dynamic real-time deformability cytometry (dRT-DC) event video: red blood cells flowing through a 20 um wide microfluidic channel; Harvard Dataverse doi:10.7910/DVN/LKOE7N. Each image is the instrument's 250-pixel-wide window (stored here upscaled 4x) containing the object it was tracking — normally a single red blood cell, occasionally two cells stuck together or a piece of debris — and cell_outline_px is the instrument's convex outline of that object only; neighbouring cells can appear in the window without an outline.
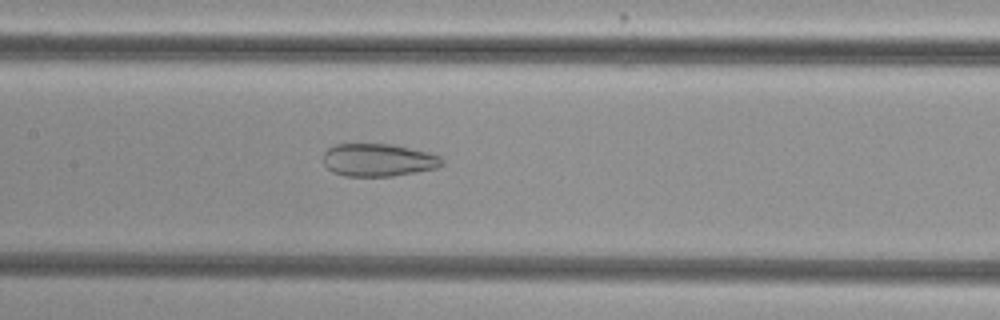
{"species": "common noctule bat (a hibernating species)", "species_latin": "Nyctalus noctula", "temperature_condition": "cold", "stored_images_in_passage": 41, "camera_frame_rate_fps": 3000, "um_per_image_px": 0.085, "animal": {"sex": "female", "body_mass_g": 29.2, "forearm_length_mm": 56.3}, "frame": {"image": 1, "passage_image": 13, "time_ms": 4.0, "image_size_px": [1000, 320], "cell_outline_px": [[444, 164], [436, 168], [416, 172], [392, 176], [344, 176], [332, 172], [324, 164], [324, 152], [328, 148], [336, 144], [392, 144], [428, 152], [440, 156], [444, 160]], "centroid_in_image_um": [32.16, 13.6], "position_along_channel_um": 175.2, "area_um2": 22.72}}
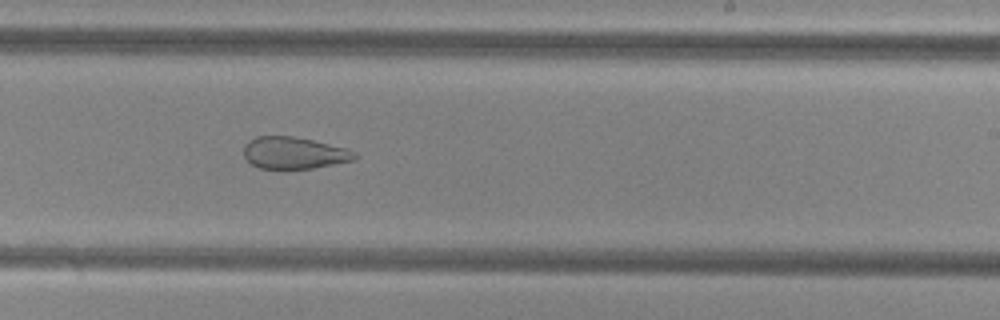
{"frame": {"image": 2, "passage_image": 20, "time_ms": 6.333, "image_size_px": [1000, 320], "cell_outline_px": [[360, 156], [356, 160], [312, 168], [288, 172], [284, 172], [260, 168], [252, 164], [244, 156], [244, 144], [248, 140], [256, 136], [292, 136], [312, 140], [344, 148], [356, 152]], "centroid_in_image_um": [24.97, 13.04], "position_along_channel_um": 264.0, "area_um2": 21.33}}
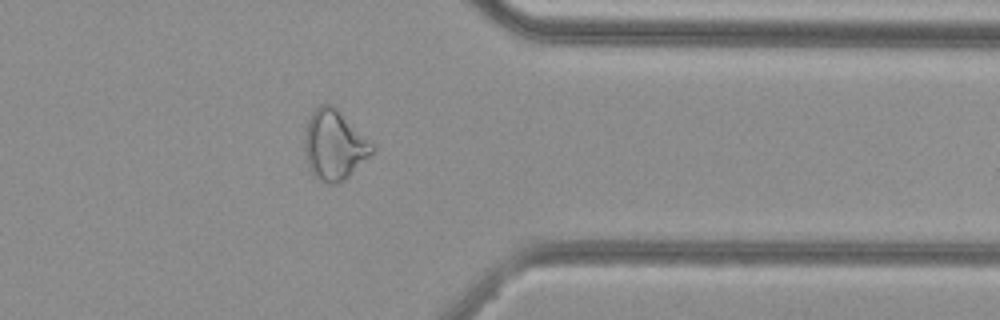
{"frame": {"image": 3, "passage_image": 30, "time_ms": 9.667, "image_size_px": [1000, 320], "cell_outline_px": [[376, 148], [344, 180], [336, 184], [328, 184], [312, 176], [304, 160], [304, 132], [308, 120], [312, 112], [320, 104], [332, 104]], "centroid_in_image_um": [28.33, 12.35], "position_along_channel_um": 383.1, "area_um2": 27.28}, "authors_computed_cell_mechanics": {"area_um2": 26.9348, "velocity_mm_per_s": 3.8169, "shape_relaxation_time_tau1_ms": null, "shape_relaxation_time_tau2_ms": 1.8768, "deformation_change_tau1": null, "deformation_change_tau2": 0.0979}}